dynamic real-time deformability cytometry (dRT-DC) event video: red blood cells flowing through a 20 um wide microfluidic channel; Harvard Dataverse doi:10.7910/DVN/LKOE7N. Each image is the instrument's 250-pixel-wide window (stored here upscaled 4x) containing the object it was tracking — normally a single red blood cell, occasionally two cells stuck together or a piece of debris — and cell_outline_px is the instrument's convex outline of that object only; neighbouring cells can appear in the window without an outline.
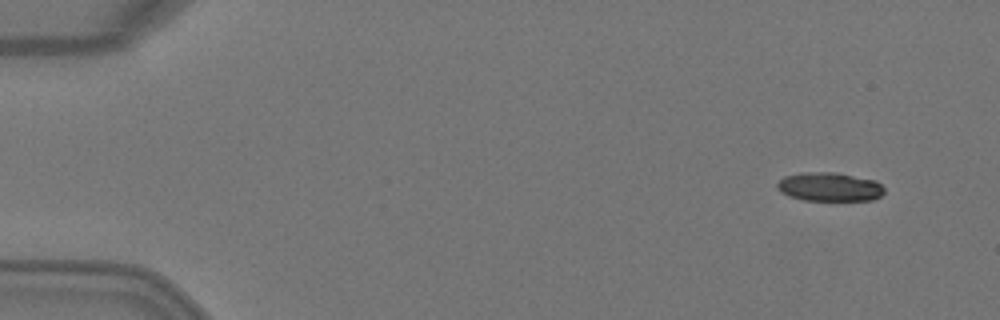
{"species": "Egyptian fruit bat (a non-hibernating species)", "species_latin": "Rousettus aegyptiacus", "temperature_condition": "warm", "stored_images_in_passage": 2, "camera_frame_rate_fps": 3000, "um_per_image_px": 0.085, "animal": {"sex": "female"}, "frame": {"image": 1, "passage_image": 2, "time_ms": 0.333, "image_size_px": [1000, 320], "cell_outline_px": [[884, 192], [880, 196], [872, 200], [804, 200], [788, 196], [780, 192], [776, 188], [776, 184], [784, 176], [800, 172], [836, 172], [876, 180], [884, 188]], "centroid_in_image_um": [70.48, 15.87], "position_along_channel_um": 14.5, "area_um2": 18.15}}